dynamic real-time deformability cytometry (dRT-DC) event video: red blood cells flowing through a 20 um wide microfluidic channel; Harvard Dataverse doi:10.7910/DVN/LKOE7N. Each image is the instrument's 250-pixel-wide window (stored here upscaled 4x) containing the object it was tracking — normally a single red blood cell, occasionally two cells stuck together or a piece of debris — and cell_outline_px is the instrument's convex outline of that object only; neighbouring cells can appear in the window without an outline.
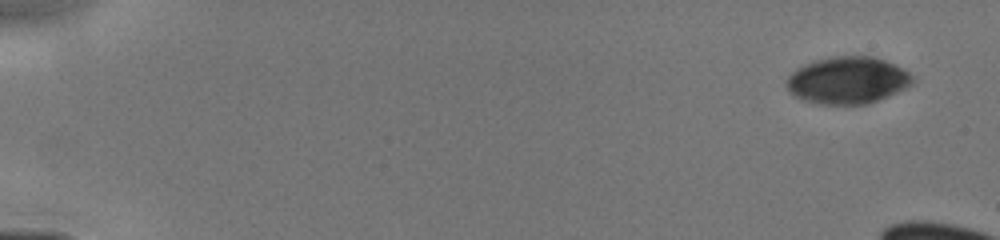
{"species": "human", "species_latin": "Homo sapiens", "temperature_condition": "cold", "stored_images_in_passage": 25, "camera_frame_rate_fps": 3000, "um_per_image_px": 0.085, "donor": {"sex": "male"}, "frame": {"image": 1, "passage_image": 1, "time_ms": 0.0, "image_size_px": [1000, 240], "cell_outline_px": [[912, 84], [888, 96], [868, 104], [816, 104], [804, 100], [788, 92], [784, 84], [788, 76], [792, 72], [804, 64], [816, 60], [836, 56], [872, 56], [884, 60], [908, 72], [912, 76]], "centroid_in_image_um": [71.99, 6.83], "position_along_channel_um": 13.0, "area_um2": 34.33}}